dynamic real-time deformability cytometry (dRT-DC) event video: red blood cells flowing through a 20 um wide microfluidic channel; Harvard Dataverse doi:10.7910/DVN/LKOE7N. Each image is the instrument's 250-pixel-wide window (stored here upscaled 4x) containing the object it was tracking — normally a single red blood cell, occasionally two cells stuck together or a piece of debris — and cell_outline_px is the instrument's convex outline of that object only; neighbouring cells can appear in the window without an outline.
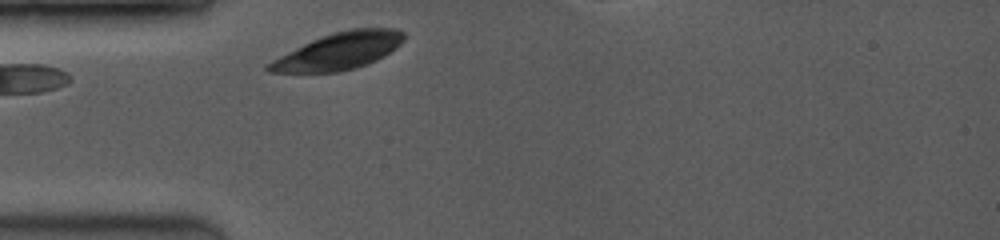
{"species": "common noctule bat (a hibernating species)", "species_latin": "Nyctalus noctula", "temperature_condition": "room temperature", "stored_images_in_passage": 33, "camera_frame_rate_fps": 3500, "um_per_image_px": 0.085, "animal": {"sex": "female", "body_mass_g": 19.0, "forearm_length_mm": 53.3}, "frame": {"image": 1, "passage_image": 1, "time_ms": 0.0, "image_size_px": [1000, 240], "cell_outline_px": [[404, 40], [396, 48], [384, 56], [376, 60], [356, 68], [340, 72], [268, 72], [264, 68], [264, 64], [312, 40], [348, 28], [396, 28], [404, 32]], "centroid_in_image_um": [28.81, 4.35], "position_along_channel_um": 56.2, "area_um2": 28.9}}
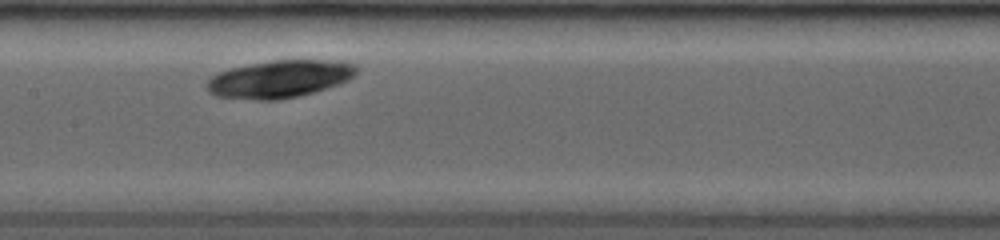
{"frame": {"image": 2, "passage_image": 13, "time_ms": 3.429, "image_size_px": [1000, 240], "cell_outline_px": [[360, 68], [348, 80], [312, 92], [280, 100], [260, 100], [216, 96], [208, 92], [208, 80], [212, 76], [228, 68], [248, 64], [272, 60], [340, 60], [356, 64]], "centroid_in_image_um": [23.77, 6.69], "position_along_channel_um": 183.6, "area_um2": 32.6}}
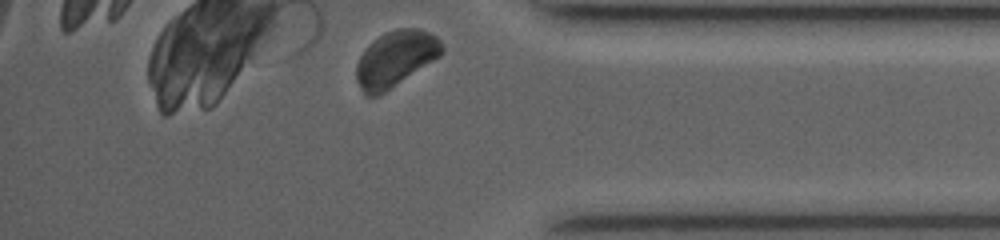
{"frame": {"image": 3, "passage_image": 33, "time_ms": 9.143, "image_size_px": [1000, 240], "cell_outline_px": [[444, 52], [440, 56], [384, 92], [376, 96], [364, 96], [356, 80], [356, 64], [364, 48], [372, 40], [396, 28], [420, 28], [436, 36], [440, 40], [444, 48]], "centroid_in_image_um": [33.59, 4.98], "position_along_channel_um": 401.6, "area_um2": 27.74}}